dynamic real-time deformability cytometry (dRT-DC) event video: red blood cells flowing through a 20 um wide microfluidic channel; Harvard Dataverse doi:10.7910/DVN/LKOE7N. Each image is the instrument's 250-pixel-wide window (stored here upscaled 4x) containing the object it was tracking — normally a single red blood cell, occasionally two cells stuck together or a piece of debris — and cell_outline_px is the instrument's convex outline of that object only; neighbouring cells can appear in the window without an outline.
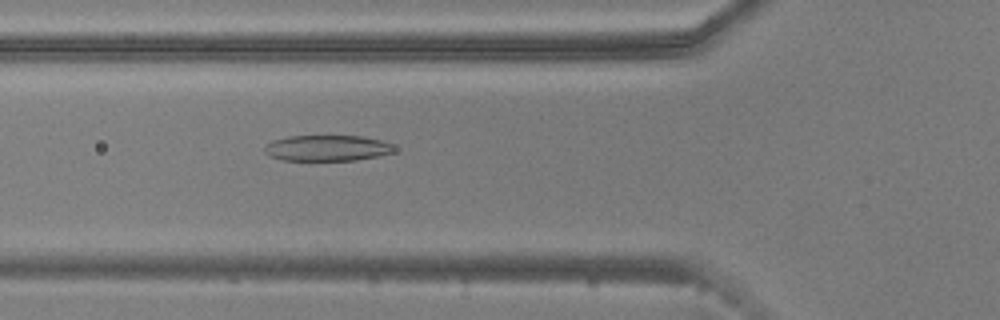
{"species": "common noctule bat (a hibernating species)", "species_latin": "Nyctalus noctula", "temperature_condition": "warm", "stored_images_in_passage": 53, "camera_frame_rate_fps": 3000, "um_per_image_px": 0.085, "animal": {"sex": "male", "body_mass_g": 20.5, "forearm_length_mm": 52.5}, "frame": {"image": 1, "passage_image": 18, "time_ms": 5.667, "image_size_px": [1000, 320], "cell_outline_px": [[396, 148], [392, 152], [380, 156], [356, 160], [284, 160], [272, 156], [264, 152], [264, 148], [272, 140], [288, 136], [364, 136], [380, 140], [392, 144]], "centroid_in_image_um": [27.84, 12.58], "position_along_channel_um": 98.0, "area_um2": 19.48}}
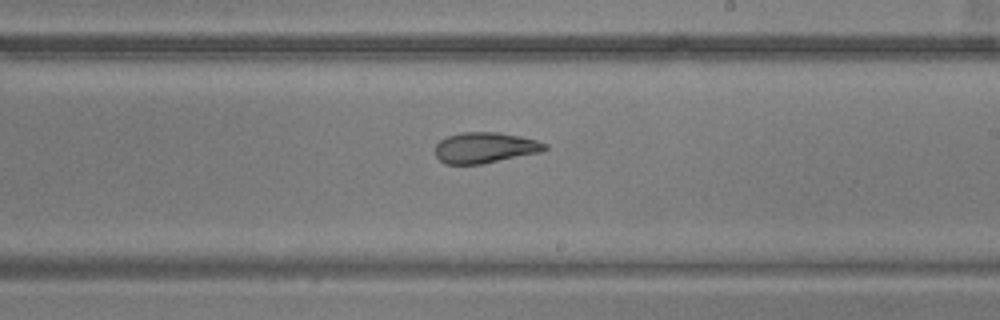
{"frame": {"image": 2, "passage_image": 30, "time_ms": 9.667, "image_size_px": [1000, 320], "cell_outline_px": [[548, 148], [540, 152], [484, 164], [444, 164], [436, 156], [436, 144], [440, 140], [448, 136], [460, 132], [500, 132], [520, 136], [536, 140], [548, 144]], "centroid_in_image_um": [41.23, 12.55], "position_along_channel_um": 247.8, "area_um2": 19.77}}
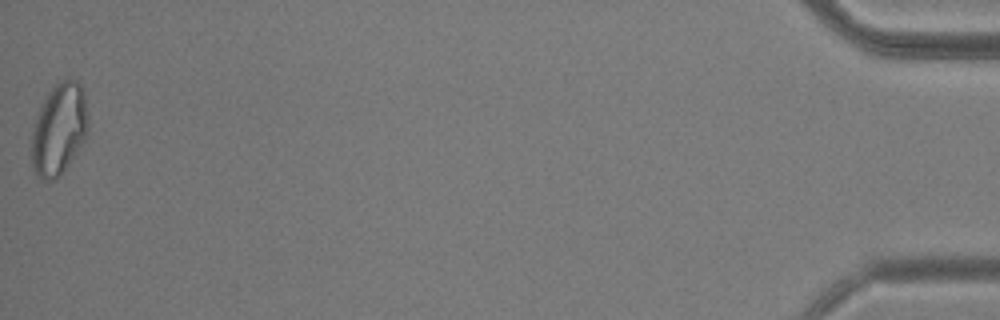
{"frame": {"image": 3, "passage_image": 53, "time_ms": 17.333, "image_size_px": [1000, 320], "cell_outline_px": [[88, 132], [84, 140], [60, 176], [56, 180], [44, 180], [36, 176], [32, 164], [32, 132], [40, 104], [48, 92], [60, 80], [76, 80], [80, 84], [84, 92], [88, 116]], "centroid_in_image_um": [5.01, 10.98], "position_along_channel_um": 430.2, "area_um2": 30.17}, "authors_computed_cell_mechanics": {"area_um2": 22.9466, "velocity_mm_per_s": 3.735, "shape_relaxation_time_tau1_ms": 7.7532, "shape_relaxation_time_tau2_ms": 2.1704, "deformation_change_tau1": 0.2224, "deformation_change_tau2": 0.1076}}